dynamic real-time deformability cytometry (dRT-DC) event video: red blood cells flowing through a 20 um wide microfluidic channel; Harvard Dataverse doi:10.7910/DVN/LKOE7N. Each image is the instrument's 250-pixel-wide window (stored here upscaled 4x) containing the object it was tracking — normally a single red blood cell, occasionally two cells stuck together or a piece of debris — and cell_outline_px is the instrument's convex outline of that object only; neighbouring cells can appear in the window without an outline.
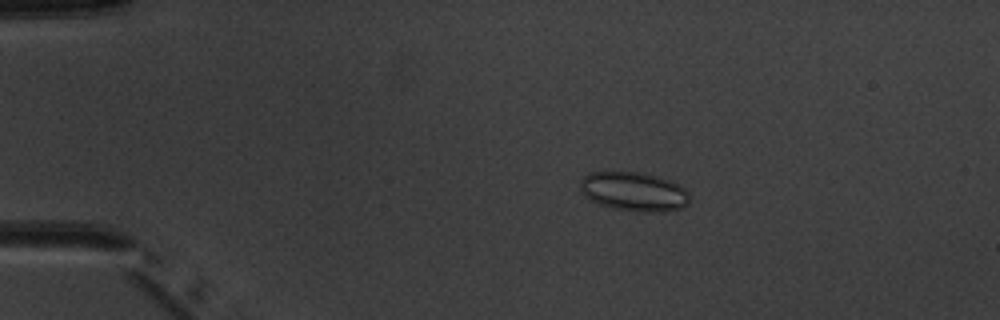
{"species": "common noctule bat (a hibernating species)", "species_latin": "Nyctalus noctula", "temperature_condition": "warm", "stored_images_in_passage": 7, "camera_frame_rate_fps": 3000, "um_per_image_px": 0.085, "animal": {"sex": "male", "body_mass_g": 20.1, "forearm_length_mm": 53.5}, "frame": {"image": 1, "passage_image": 3, "time_ms": 3.333, "image_size_px": [1000, 320], "cell_outline_px": [[688, 204], [680, 208], [664, 212], [636, 212], [612, 208], [596, 204], [580, 188], [580, 180], [588, 172], [640, 172], [656, 176], [680, 184], [688, 192]], "centroid_in_image_um": [53.88, 16.29], "position_along_channel_um": 31.1, "area_um2": 24.97}}
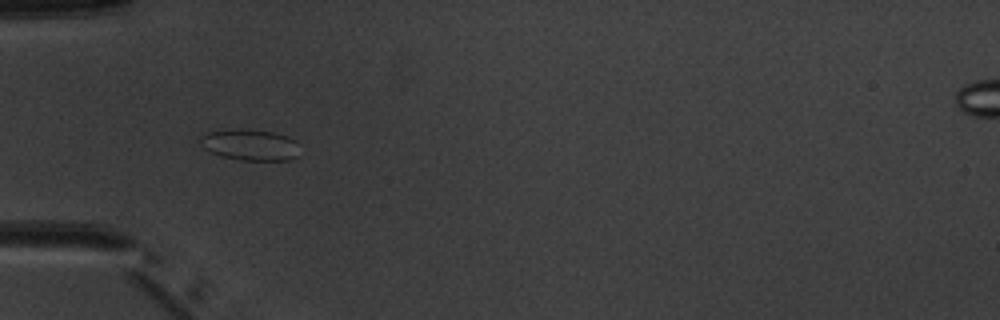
{"frame": {"image": 2, "passage_image": 5, "time_ms": 5.667, "image_size_px": [1000, 320], "cell_outline_px": [[300, 156], [292, 160], [240, 160], [220, 156], [204, 148], [200, 144], [200, 136], [208, 132], [236, 128], [240, 128], [272, 132], [288, 136], [296, 140]], "centroid_in_image_um": [21.28, 12.31], "position_along_channel_um": 63.7, "area_um2": 18.32}}
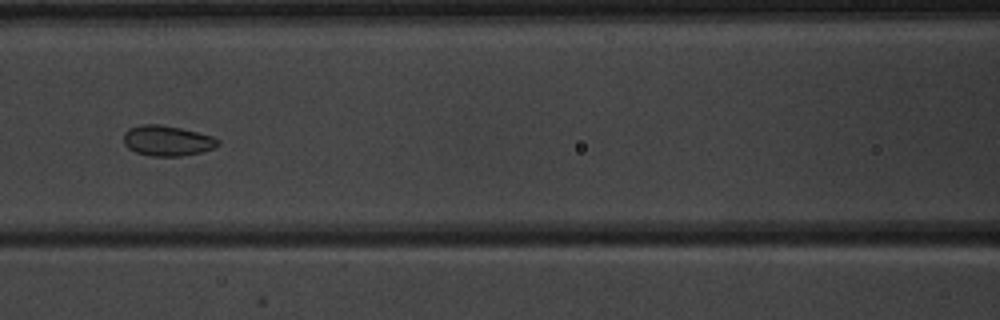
{"frame": {"image": 3, "passage_image": 7, "time_ms": 8.0, "image_size_px": [1000, 320], "cell_outline_px": [[220, 144], [212, 148], [200, 152], [180, 156], [152, 156], [136, 152], [128, 148], [124, 144], [124, 132], [128, 128], [140, 124], [160, 124], [180, 128], [212, 136], [220, 140]], "centroid_in_image_um": [14.18, 11.95], "position_along_channel_um": 152.4, "area_um2": 16.65}}